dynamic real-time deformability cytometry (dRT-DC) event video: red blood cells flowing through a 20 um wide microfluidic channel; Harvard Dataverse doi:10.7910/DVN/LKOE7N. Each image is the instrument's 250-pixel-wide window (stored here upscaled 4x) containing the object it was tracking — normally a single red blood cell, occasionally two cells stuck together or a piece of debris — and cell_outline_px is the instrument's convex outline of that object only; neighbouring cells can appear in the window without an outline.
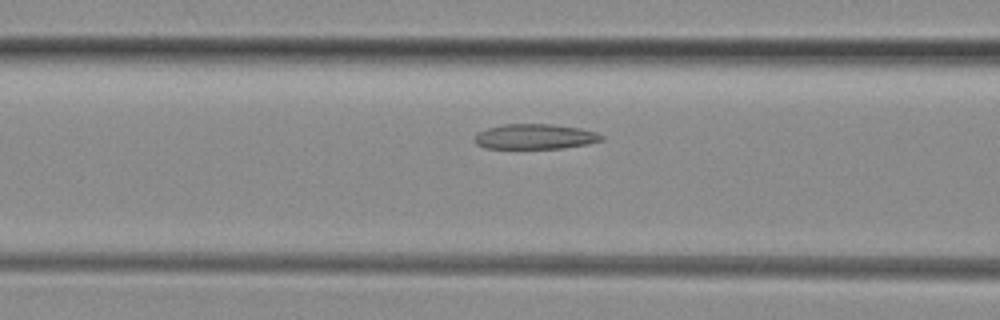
{"species": "common noctule bat (a hibernating species)", "species_latin": "Nyctalus noctula", "temperature_condition": "room temperature", "stored_images_in_passage": 36, "camera_frame_rate_fps": 3000, "um_per_image_px": 0.085, "animal": {"sex": "female", "body_mass_g": 29.2, "forearm_length_mm": 56.3}, "frame": {"image": 1, "passage_image": 10, "time_ms": 3.0, "image_size_px": [1000, 320], "cell_outline_px": [[604, 140], [588, 144], [564, 148], [484, 148], [476, 144], [472, 140], [476, 132], [500, 124], [552, 124], [580, 128], [596, 132], [604, 136]], "centroid_in_image_um": [45.45, 11.61], "position_along_channel_um": 121.2, "area_um2": 18.84}}
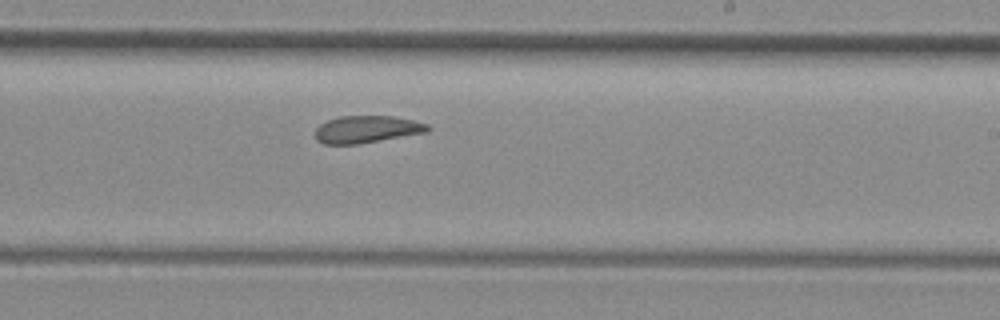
{"frame": {"image": 2, "passage_image": 20, "time_ms": 6.333, "image_size_px": [1000, 320], "cell_outline_px": [[432, 128], [428, 132], [356, 144], [324, 144], [316, 140], [316, 128], [320, 124], [328, 120], [340, 116], [392, 116], [412, 120], [428, 124]], "centroid_in_image_um": [31.18, 10.99], "position_along_channel_um": 257.8, "area_um2": 17.74}}
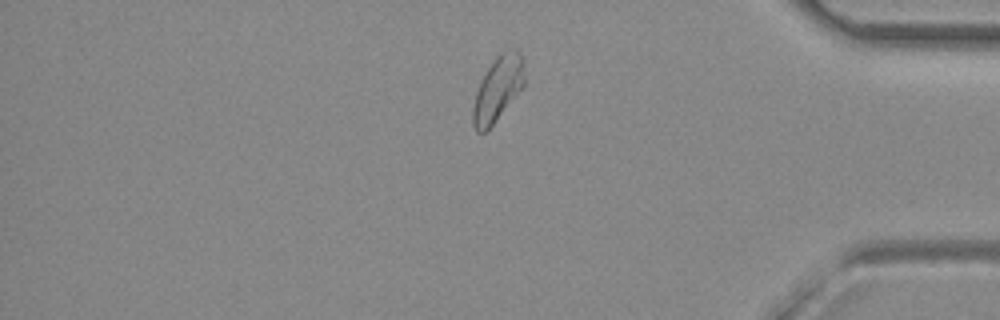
{"frame": {"image": 3, "passage_image": 32, "time_ms": 10.333, "image_size_px": [1000, 320], "cell_outline_px": [[524, 84], [496, 120], [484, 132], [476, 132], [472, 124], [472, 108], [476, 92], [480, 80], [496, 56], [504, 48], [516, 48], [524, 56]], "centroid_in_image_um": [42.31, 7.48], "position_along_channel_um": 392.9, "area_um2": 19.48}}